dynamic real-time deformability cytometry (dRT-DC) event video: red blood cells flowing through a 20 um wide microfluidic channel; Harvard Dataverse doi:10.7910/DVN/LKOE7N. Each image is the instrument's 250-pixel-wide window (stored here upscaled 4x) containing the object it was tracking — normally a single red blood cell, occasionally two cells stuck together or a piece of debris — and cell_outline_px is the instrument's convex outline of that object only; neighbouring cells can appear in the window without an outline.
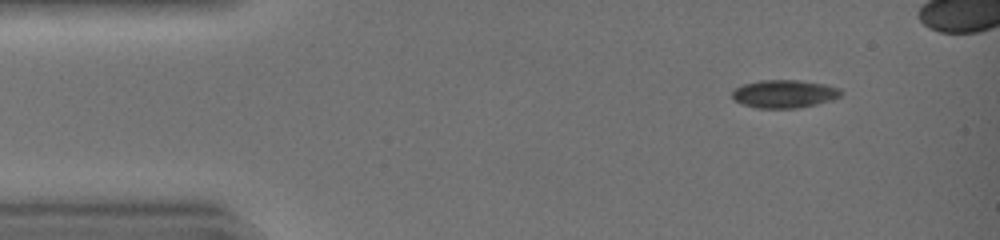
{"species": "common noctule bat (a hibernating species)", "species_latin": "Nyctalus noctula", "temperature_condition": "warm", "stored_images_in_passage": 36, "camera_frame_rate_fps": 3000, "um_per_image_px": 0.085, "animal": {"sex": "female", "body_mass_g": 19.0, "forearm_length_mm": 51.5}, "frame": {"image": 1, "passage_image": 1, "time_ms": 0.0, "image_size_px": [1000, 240], "cell_outline_px": [[840, 96], [832, 100], [816, 104], [796, 108], [760, 108], [744, 104], [736, 100], [732, 96], [732, 92], [736, 88], [744, 84], [760, 80], [796, 80], [824, 84], [840, 88]], "centroid_in_image_um": [66.68, 7.97], "position_along_channel_um": 18.3, "area_um2": 17.46}}
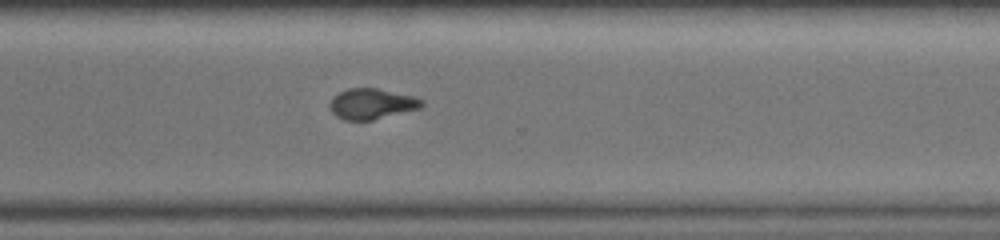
{"frame": {"image": 2, "passage_image": 28, "time_ms": 9.0, "image_size_px": [1000, 240], "cell_outline_px": [[424, 104], [420, 108], [372, 120], [344, 120], [336, 116], [332, 112], [328, 104], [332, 96], [348, 88], [376, 88], [412, 96], [424, 100]], "centroid_in_image_um": [31.56, 8.82], "position_along_channel_um": 339.0, "area_um2": 16.36}}
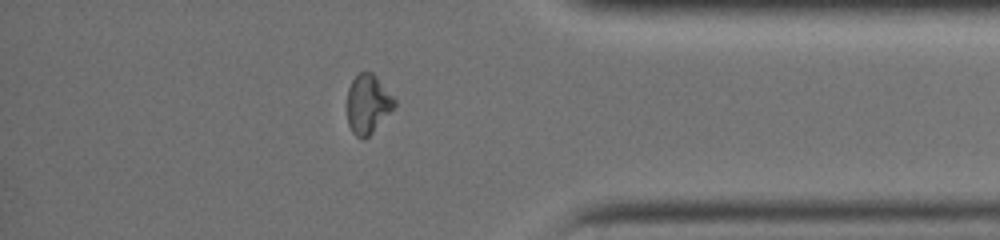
{"frame": {"image": 3, "passage_image": 33, "time_ms": 10.667, "image_size_px": [1000, 240], "cell_outline_px": [[396, 104], [372, 132], [364, 140], [360, 140], [352, 132], [348, 124], [348, 88], [352, 80], [360, 72], [372, 72], [376, 76], [396, 100]], "centroid_in_image_um": [31.25, 8.85], "position_along_channel_um": 404.0, "area_um2": 16.01}}